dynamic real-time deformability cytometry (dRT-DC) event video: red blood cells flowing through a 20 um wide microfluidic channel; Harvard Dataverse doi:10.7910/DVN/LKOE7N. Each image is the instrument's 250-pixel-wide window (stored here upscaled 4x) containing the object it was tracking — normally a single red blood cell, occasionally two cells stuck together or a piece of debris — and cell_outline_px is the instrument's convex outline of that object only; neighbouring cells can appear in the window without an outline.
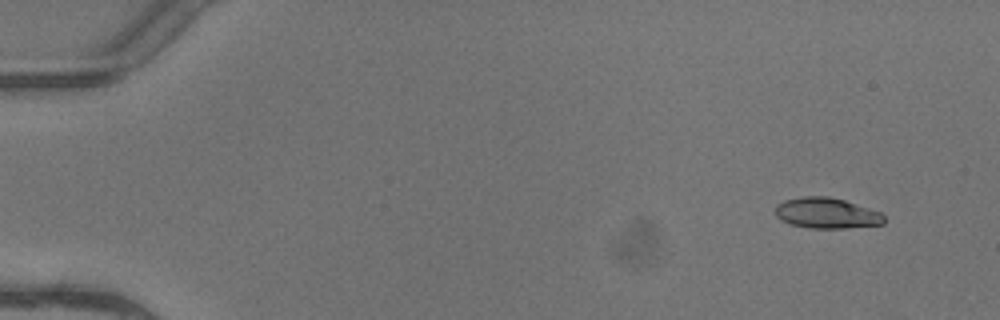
{"species": "common noctule bat (a hibernating species)", "species_latin": "Nyctalus noctula", "temperature_condition": "warm", "stored_images_in_passage": 4, "segment_of_instrument_passage": [2, 2], "camera_frame_rate_fps": 3000, "um_per_image_px": 0.085, "animal": {"sex": "female"}, "frame": {"image": 1, "passage_image": 4, "time_ms": 1.0, "image_size_px": [1000, 320], "cell_outline_px": [[884, 224], [848, 228], [812, 228], [788, 224], [780, 220], [776, 216], [776, 204], [784, 200], [800, 196], [828, 196], [844, 200], [880, 212], [884, 216]], "centroid_in_image_um": [70.23, 18.11], "position_along_channel_um": 14.8, "area_um2": 19.54}}